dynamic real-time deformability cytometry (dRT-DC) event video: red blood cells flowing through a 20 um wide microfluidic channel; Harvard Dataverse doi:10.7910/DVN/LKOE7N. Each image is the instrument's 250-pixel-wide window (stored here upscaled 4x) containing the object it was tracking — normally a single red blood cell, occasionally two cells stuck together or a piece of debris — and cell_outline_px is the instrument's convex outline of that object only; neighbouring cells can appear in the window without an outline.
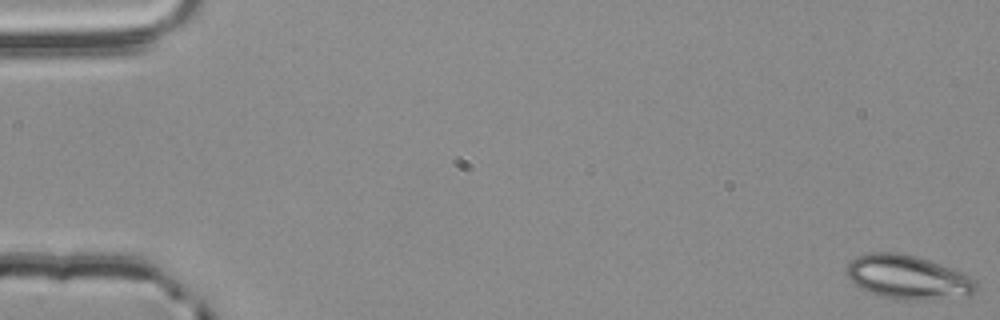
{"species": "common noctule bat (a hibernating species)", "species_latin": "Nyctalus noctula", "temperature_condition": "room temperature", "stored_images_in_passage": 55, "camera_frame_rate_fps": 3000, "um_per_image_px": 0.085, "animal": {"sex": "male", "body_mass_g": 20.4}, "frame": {"image": 1, "passage_image": 1, "time_ms": 0.0, "image_size_px": [1000, 320], "cell_outline_px": [[976, 292], [972, 296], [928, 300], [896, 300], [880, 296], [860, 288], [848, 276], [848, 260], [856, 256], [868, 252], [896, 252], [916, 256], [964, 272], [976, 280]], "centroid_in_image_um": [77.21, 23.57], "position_along_channel_um": 7.8, "area_um2": 33.58}}
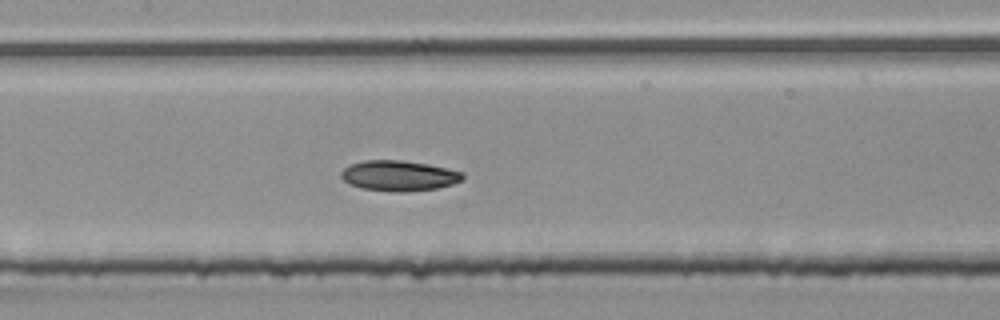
{"frame": {"image": 2, "passage_image": 27, "time_ms": 8.667, "image_size_px": [1000, 320], "cell_outline_px": [[464, 176], [460, 180], [452, 184], [436, 188], [404, 192], [388, 192], [360, 188], [348, 184], [340, 176], [340, 172], [344, 168], [352, 164], [364, 160], [400, 160], [428, 164], [464, 172]], "centroid_in_image_um": [33.87, 14.94], "position_along_channel_um": 173.5, "area_um2": 21.62}}
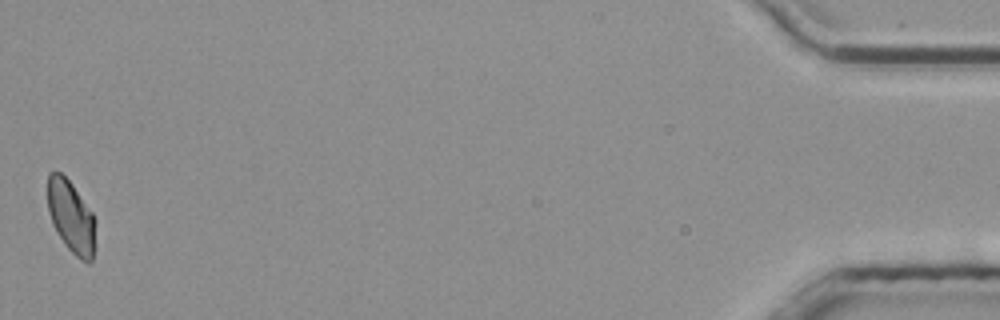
{"frame": {"image": 3, "passage_image": 55, "time_ms": 18.0, "image_size_px": [1000, 320], "cell_outline_px": [[96, 220], [92, 260], [88, 264], [80, 260], [64, 244], [52, 224], [48, 212], [48, 172], [60, 172], [72, 184], [92, 212]], "centroid_in_image_um": [6.04, 18.44], "position_along_channel_um": 429.2, "area_um2": 20.17}, "authors_computed_cell_mechanics": {"area_um2": 21.2704, "velocity_mm_per_s": 3.8168, "shape_relaxation_time_tau1_ms": 4.1795, "shape_relaxation_time_tau2_ms": 3.9107, "deformation_change_tau1": 0.1031, "deformation_change_tau2": 0.0552}}